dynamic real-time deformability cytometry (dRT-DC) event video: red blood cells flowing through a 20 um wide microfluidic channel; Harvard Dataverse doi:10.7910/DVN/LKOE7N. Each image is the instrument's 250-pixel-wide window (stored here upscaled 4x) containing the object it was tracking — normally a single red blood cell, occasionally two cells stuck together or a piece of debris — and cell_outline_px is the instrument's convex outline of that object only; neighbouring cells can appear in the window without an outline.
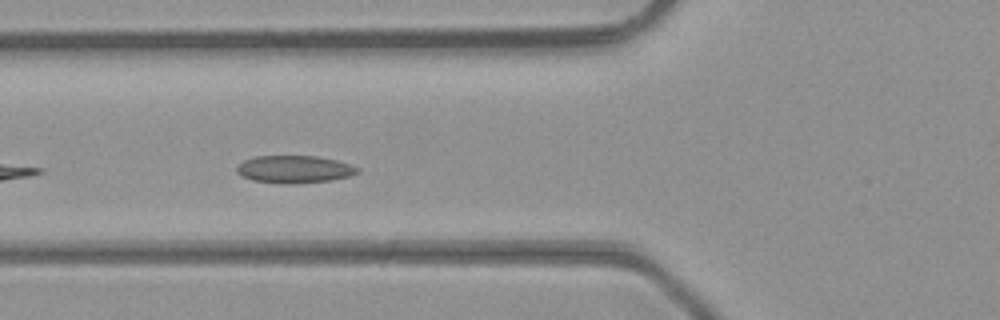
{"species": "common noctule bat (a hibernating species)", "species_latin": "Nyctalus noctula", "temperature_condition": "room temperature", "stored_images_in_passage": 7, "camera_frame_rate_fps": 3000, "um_per_image_px": 0.085, "animal": {"sex": "male", "body_mass_g": 23.1, "forearm_length_mm": 52.7}, "frame": {"image": 1, "passage_image": 5, "time_ms": 1.333, "image_size_px": [1000, 320], "cell_outline_px": [[360, 172], [348, 176], [332, 180], [292, 184], [284, 184], [252, 180], [240, 176], [236, 172], [236, 168], [244, 160], [256, 156], [316, 156], [336, 160], [360, 168]], "centroid_in_image_um": [25.0, 14.39], "position_along_channel_um": 100.8, "area_um2": 19.36}}
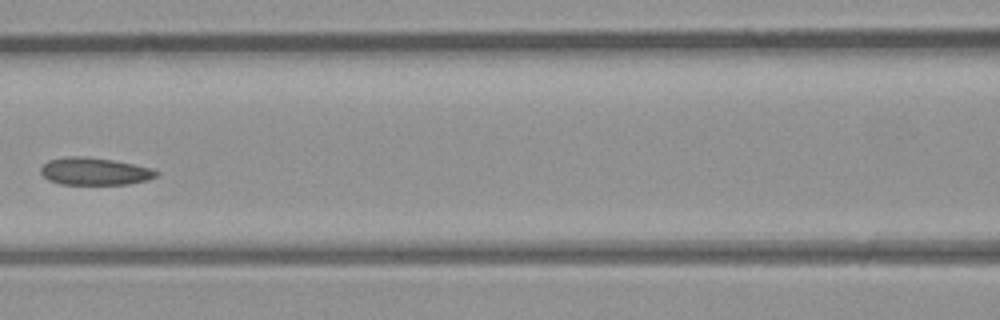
{"frame": {"image": 2, "passage_image": 6, "time_ms": 1.667, "image_size_px": [1000, 320], "cell_outline_px": [[160, 172], [156, 176], [148, 180], [128, 184], [60, 184], [48, 180], [40, 172], [40, 168], [48, 160], [68, 156], [84, 156], [112, 160], [152, 168]], "centroid_in_image_um": [8.03, 14.56], "position_along_channel_um": 158.6, "area_um2": 18.44}}
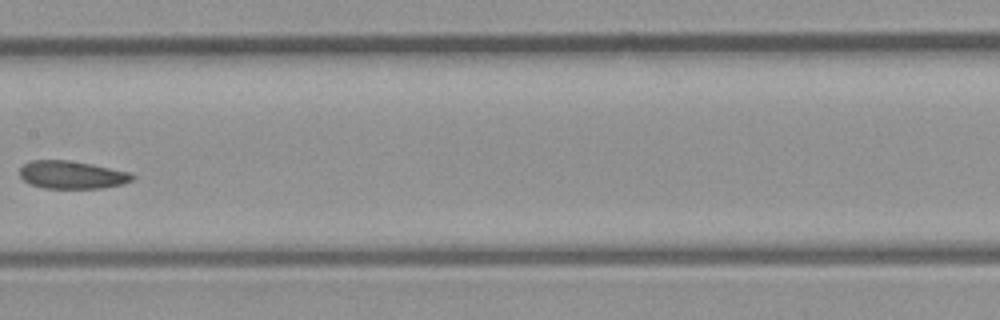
{"frame": {"image": 3, "passage_image": 7, "time_ms": 2.0, "image_size_px": [1000, 320], "cell_outline_px": [[136, 176], [132, 180], [124, 184], [104, 188], [44, 188], [32, 184], [24, 180], [20, 176], [20, 168], [24, 164], [32, 160], [68, 160], [92, 164], [128, 172]], "centroid_in_image_um": [6.13, 14.86], "position_along_channel_um": 201.3, "area_um2": 18.21}}